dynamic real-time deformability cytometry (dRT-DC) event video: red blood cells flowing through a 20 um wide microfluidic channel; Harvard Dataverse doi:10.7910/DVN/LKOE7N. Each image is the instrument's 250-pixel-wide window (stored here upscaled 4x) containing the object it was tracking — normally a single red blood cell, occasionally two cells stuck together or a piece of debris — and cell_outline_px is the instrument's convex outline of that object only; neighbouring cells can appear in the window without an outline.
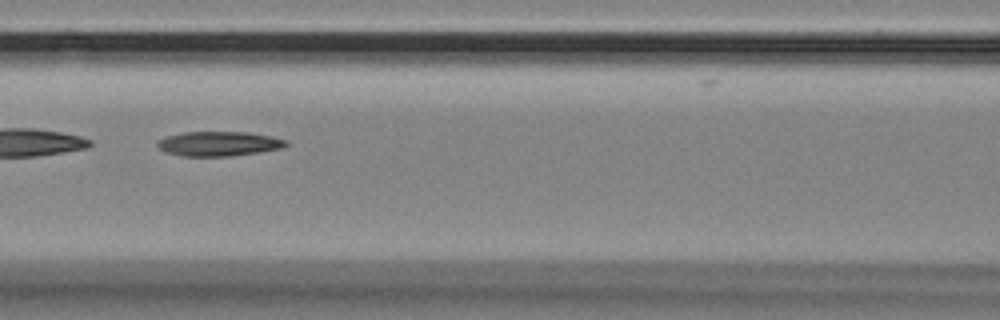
{"species": "Egyptian fruit bat (a non-hibernating species)", "species_latin": "Rousettus aegyptiacus", "temperature_condition": "room temperature", "stored_images_in_passage": 9, "segment_of_instrument_passage": [2, 2], "camera_frame_rate_fps": 3000, "um_per_image_px": 0.085, "animal": {"sex": "female"}, "frame": {"image": 1, "passage_image": 6, "time_ms": 1.667, "image_size_px": [1000, 320], "cell_outline_px": [[288, 144], [280, 148], [256, 152], [228, 156], [180, 156], [164, 152], [156, 144], [156, 140], [168, 136], [184, 132], [248, 132], [272, 136], [288, 140]], "centroid_in_image_um": [18.56, 12.21], "position_along_channel_um": 148.0, "area_um2": 18.38}}
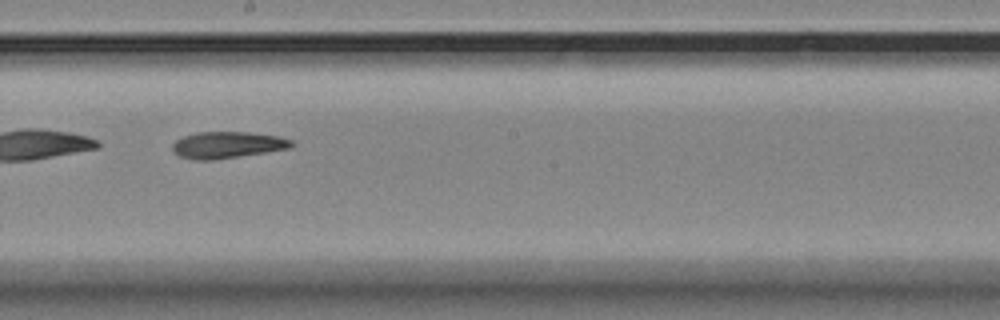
{"frame": {"image": 2, "passage_image": 8, "time_ms": 2.333, "image_size_px": [1000, 320], "cell_outline_px": [[296, 144], [292, 148], [212, 160], [192, 160], [180, 156], [172, 148], [172, 144], [176, 140], [184, 136], [196, 132], [248, 132], [280, 136], [292, 140]], "centroid_in_image_um": [19.37, 12.31], "position_along_channel_um": 228.8, "area_um2": 18.5}}